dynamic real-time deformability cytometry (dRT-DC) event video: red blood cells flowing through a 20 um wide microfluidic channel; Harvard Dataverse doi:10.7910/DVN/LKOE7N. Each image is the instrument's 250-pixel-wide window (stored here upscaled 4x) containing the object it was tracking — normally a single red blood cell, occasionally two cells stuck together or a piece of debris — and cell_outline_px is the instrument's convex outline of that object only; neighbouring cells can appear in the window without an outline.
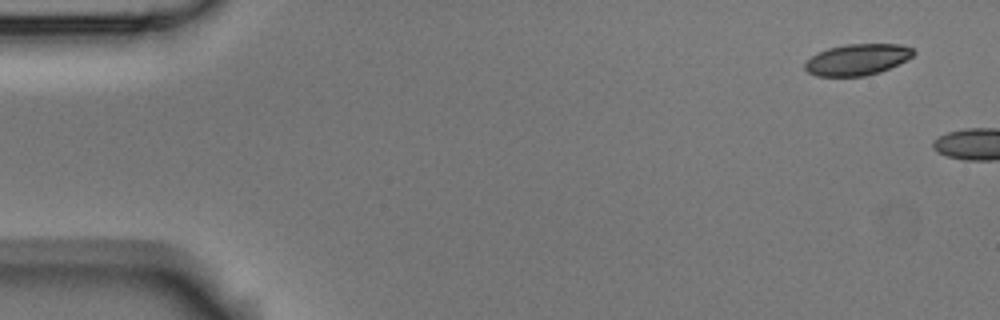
{"species": "Egyptian fruit bat (a non-hibernating species)", "species_latin": "Rousettus aegyptiacus", "temperature_condition": "room temperature", "stored_images_in_passage": 2, "camera_frame_rate_fps": 3000, "um_per_image_px": 0.085, "animal": {"sex": "male"}, "frame": {"image": 1, "passage_image": 1, "time_ms": 0.0, "image_size_px": [1000, 320], "cell_outline_px": [[916, 52], [912, 56], [880, 72], [864, 76], [816, 76], [808, 72], [804, 68], [804, 64], [816, 52], [828, 48], [844, 44], [900, 44], [912, 48]], "centroid_in_image_um": [72.83, 5.05], "position_along_channel_um": 12.2, "area_um2": 19.65}}